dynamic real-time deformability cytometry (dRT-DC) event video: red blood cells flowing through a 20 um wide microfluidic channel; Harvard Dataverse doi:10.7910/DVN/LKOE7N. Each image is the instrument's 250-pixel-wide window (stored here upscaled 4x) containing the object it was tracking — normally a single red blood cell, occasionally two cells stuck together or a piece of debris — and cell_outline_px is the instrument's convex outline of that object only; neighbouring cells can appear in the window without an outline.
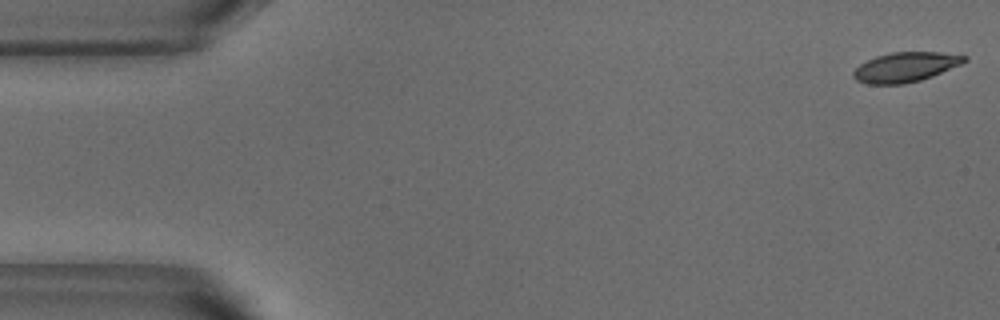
{"species": "common noctule bat (a hibernating species)", "species_latin": "Nyctalus noctula", "temperature_condition": "warm", "stored_images_in_passage": 50, "segment_of_instrument_passage": [1, 2], "camera_frame_rate_fps": 3000, "um_per_image_px": 0.085, "animal": {"sex": "male", "body_mass_g": 18.8}, "frame": {"image": 1, "passage_image": 1, "time_ms": 0.0, "image_size_px": [1000, 320], "cell_outline_px": [[968, 60], [960, 64], [932, 76], [920, 80], [904, 84], [868, 84], [856, 80], [852, 76], [852, 72], [860, 64], [876, 56], [892, 52], [940, 52], [968, 56]], "centroid_in_image_um": [76.95, 5.7], "position_along_channel_um": 8.1, "area_um2": 19.13}}
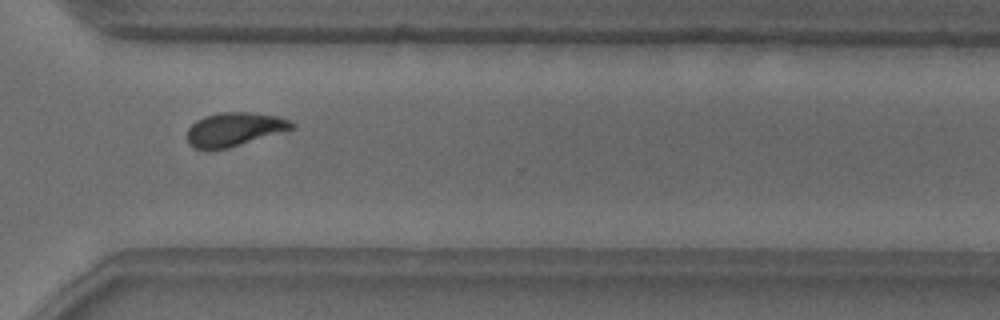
{"frame": {"image": 2, "passage_image": 38, "time_ms": 12.333, "image_size_px": [1000, 320], "cell_outline_px": [[296, 128], [228, 148], [208, 152], [192, 148], [188, 144], [188, 128], [196, 120], [204, 116], [220, 112], [252, 112], [280, 116], [296, 124]], "centroid_in_image_um": [19.9, 11.01], "position_along_channel_um": 350.7, "area_um2": 21.04}}
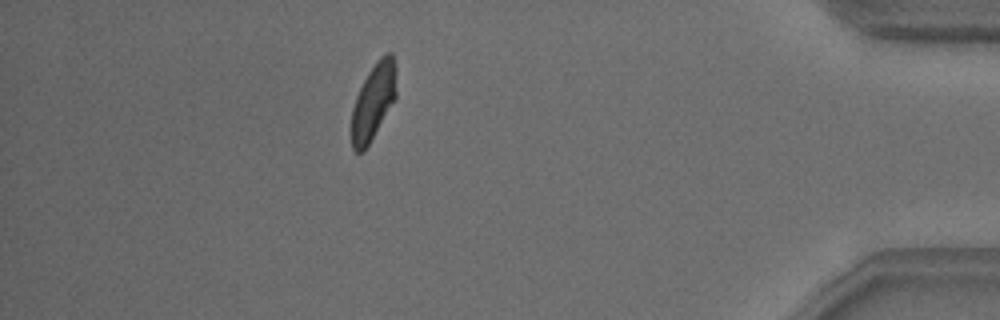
{"frame": {"image": 3, "passage_image": 46, "time_ms": 15.0, "image_size_px": [1000, 320], "cell_outline_px": [[396, 96], [364, 152], [356, 152], [352, 148], [352, 108], [356, 96], [368, 72], [376, 60], [380, 56], [388, 52], [392, 52], [396, 68]], "centroid_in_image_um": [31.74, 8.59], "position_along_channel_um": 403.5, "area_um2": 19.71}}